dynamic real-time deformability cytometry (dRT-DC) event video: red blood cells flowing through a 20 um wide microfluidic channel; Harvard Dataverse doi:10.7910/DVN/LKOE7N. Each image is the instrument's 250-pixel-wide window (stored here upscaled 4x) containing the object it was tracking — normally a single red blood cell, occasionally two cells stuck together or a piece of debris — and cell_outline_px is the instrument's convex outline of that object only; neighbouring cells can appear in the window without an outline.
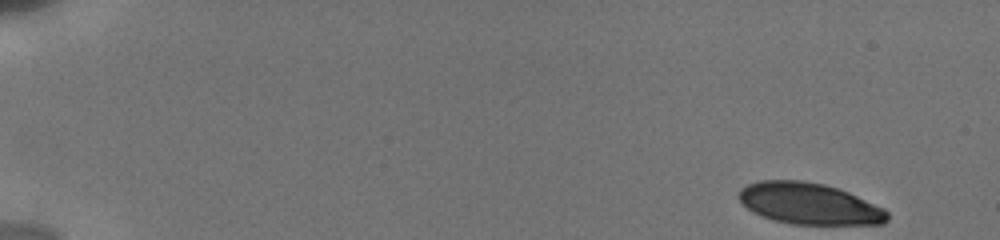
{"species": "human", "species_latin": "Homo sapiens", "temperature_condition": "cold", "stored_images_in_passage": 15, "camera_frame_rate_fps": 3000, "um_per_image_px": 0.085, "donor": {"sex": "male"}, "frame": {"image": 1, "passage_image": 1, "time_ms": 0.0, "image_size_px": [1000, 240], "cell_outline_px": [[888, 220], [884, 224], [792, 224], [776, 220], [752, 212], [736, 196], [740, 188], [748, 184], [760, 180], [804, 180], [824, 184], [848, 192], [884, 208], [888, 212]], "centroid_in_image_um": [68.77, 17.3], "position_along_channel_um": 16.2, "area_um2": 35.72}}
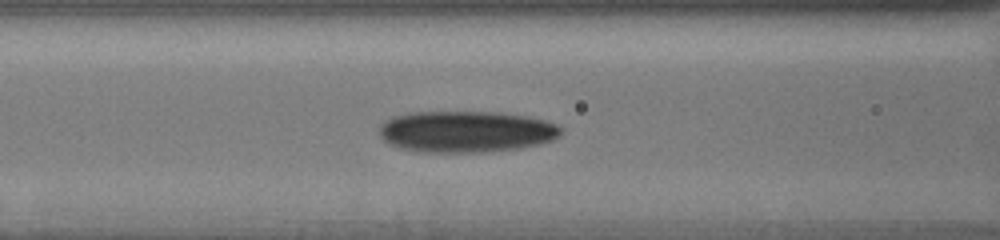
{"frame": {"image": 2, "passage_image": 13, "time_ms": 7.0, "image_size_px": [1000, 240], "cell_outline_px": [[564, 128], [560, 136], [552, 140], [540, 144], [520, 148], [484, 152], [416, 152], [400, 148], [388, 144], [380, 136], [380, 124], [384, 120], [392, 116], [408, 112], [500, 112], [528, 116], [544, 120], [556, 124]], "centroid_in_image_um": [39.61, 11.18], "position_along_channel_um": 127.0, "area_um2": 44.45}}
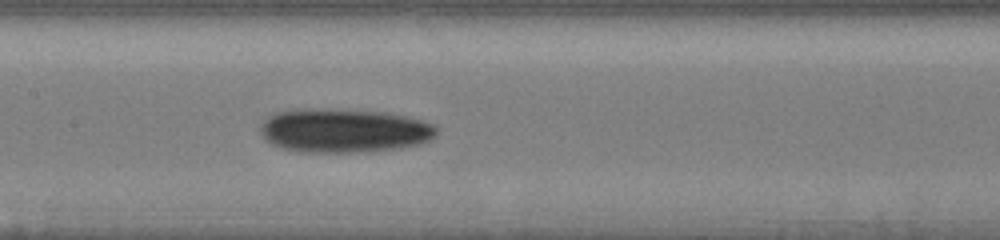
{"frame": {"image": 3, "passage_image": 15, "time_ms": 8.333, "image_size_px": [1000, 240], "cell_outline_px": [[440, 128], [436, 136], [420, 144], [400, 148], [368, 152], [300, 152], [280, 148], [272, 144], [260, 132], [260, 124], [268, 116], [276, 112], [296, 108], [304, 108], [380, 112], [404, 116], [436, 124]], "centroid_in_image_um": [29.24, 11.11], "position_along_channel_um": 178.2, "area_um2": 45.32}}